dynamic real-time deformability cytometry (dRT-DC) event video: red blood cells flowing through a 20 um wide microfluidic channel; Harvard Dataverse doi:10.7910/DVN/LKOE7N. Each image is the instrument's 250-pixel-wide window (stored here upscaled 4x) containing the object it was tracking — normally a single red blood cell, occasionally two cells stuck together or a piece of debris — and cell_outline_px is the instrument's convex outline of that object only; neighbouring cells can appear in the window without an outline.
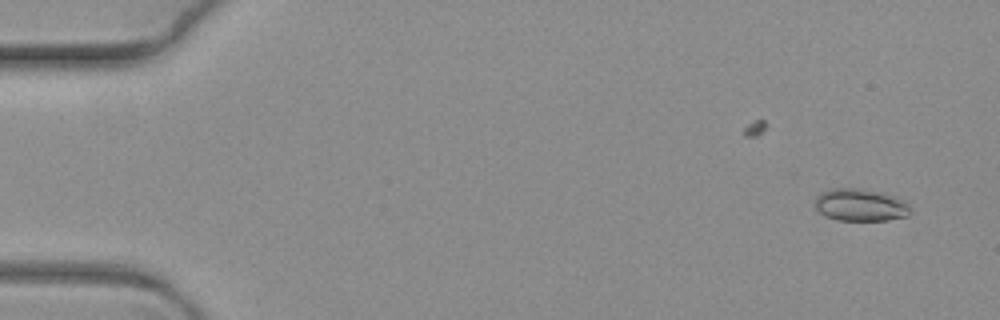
{"species": "common noctule bat (a hibernating species)", "species_latin": "Nyctalus noctula", "temperature_condition": "warm", "stored_images_in_passage": 7, "camera_frame_rate_fps": 3000, "um_per_image_px": 0.085, "animal": {"sex": "female", "body_mass_g": 19.3, "forearm_length_mm": 54.1}, "frame": {"image": 1, "passage_image": 2, "time_ms": 0.333, "image_size_px": [1000, 320], "cell_outline_px": [[912, 212], [908, 216], [888, 220], [836, 220], [824, 216], [812, 204], [816, 196], [820, 192], [832, 188], [864, 188], [896, 196], [904, 200], [912, 208]], "centroid_in_image_um": [73.13, 17.41], "position_along_channel_um": 11.9, "area_um2": 18.5}}
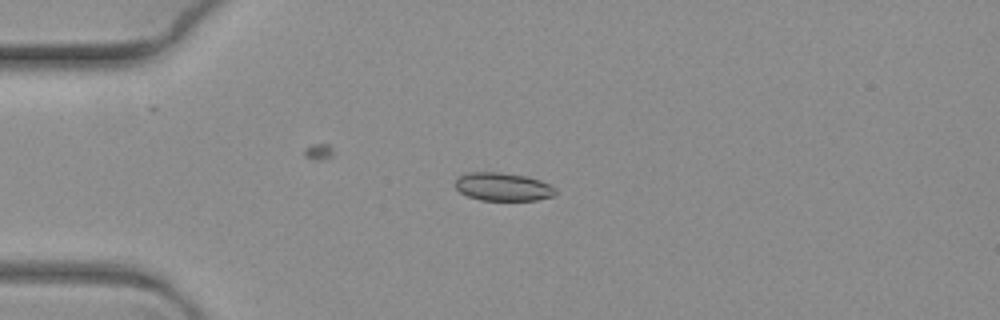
{"frame": {"image": 2, "passage_image": 6, "time_ms": 1.667, "image_size_px": [1000, 320], "cell_outline_px": [[556, 192], [552, 196], [536, 200], [480, 200], [468, 196], [460, 192], [456, 188], [456, 180], [464, 172], [500, 172], [528, 176], [540, 180], [556, 188]], "centroid_in_image_um": [42.74, 15.87], "position_along_channel_um": 42.3, "area_um2": 16.47}}